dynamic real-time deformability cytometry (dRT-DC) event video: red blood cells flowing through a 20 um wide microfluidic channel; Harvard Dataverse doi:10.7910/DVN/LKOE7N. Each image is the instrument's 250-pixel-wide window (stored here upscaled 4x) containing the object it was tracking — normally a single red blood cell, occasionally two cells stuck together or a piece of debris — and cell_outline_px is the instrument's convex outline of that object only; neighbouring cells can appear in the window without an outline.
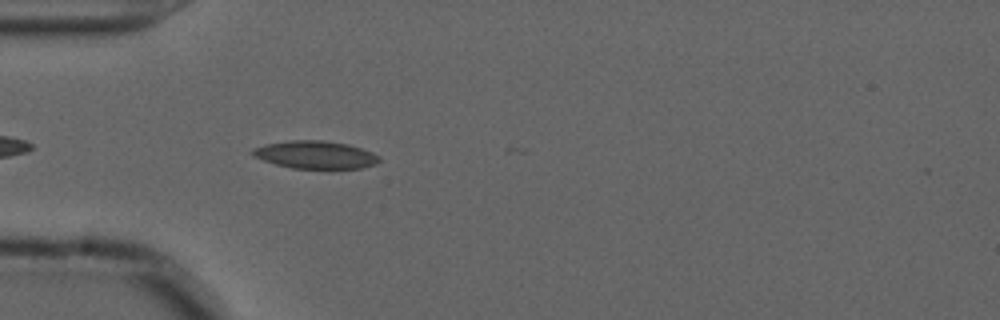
{"species": "common noctule bat (a hibernating species)", "species_latin": "Nyctalus noctula", "temperature_condition": "cold", "stored_images_in_passage": 43, "camera_frame_rate_fps": 3000, "um_per_image_px": 0.085, "animal": {"sex": "male", "forearm_length_mm": 52.5}, "frame": {"image": 1, "passage_image": 4, "time_ms": 1.0, "image_size_px": [1000, 320], "cell_outline_px": [[380, 160], [376, 164], [360, 168], [328, 172], [292, 168], [276, 164], [252, 156], [248, 152], [252, 148], [268, 144], [292, 140], [320, 140], [348, 144], [372, 152], [380, 156]], "centroid_in_image_um": [26.84, 13.21], "position_along_channel_um": 58.2, "area_um2": 21.33}}
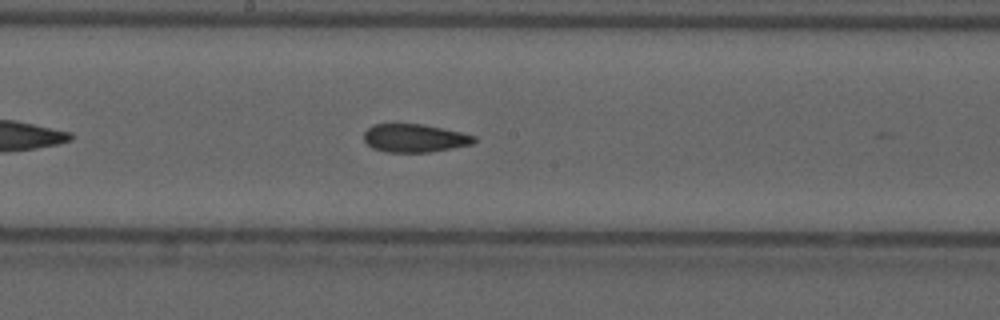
{"frame": {"image": 2, "passage_image": 17, "time_ms": 5.333, "image_size_px": [1000, 320], "cell_outline_px": [[476, 140], [472, 144], [452, 148], [428, 152], [384, 152], [372, 148], [364, 140], [364, 132], [372, 124], [420, 124], [444, 128], [476, 136]], "centroid_in_image_um": [35.22, 11.74], "position_along_channel_um": 213.0, "area_um2": 18.09}}
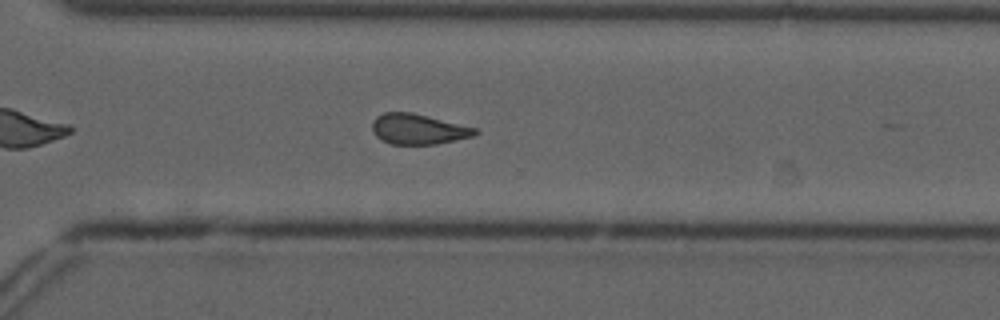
{"frame": {"image": 3, "passage_image": 27, "time_ms": 8.667, "image_size_px": [1000, 320], "cell_outline_px": [[480, 132], [472, 136], [436, 144], [392, 144], [376, 136], [372, 132], [372, 120], [376, 116], [384, 112], [412, 112], [476, 128]], "centroid_in_image_um": [35.52, 10.96], "position_along_channel_um": 335.1, "area_um2": 18.09}, "authors_computed_cell_mechanics": {"area_um2": 18.6694, "velocity_mm_per_s": 3.6751, "shape_relaxation_time_tau1_ms": null, "shape_relaxation_time_tau2_ms": 2.3843, "deformation_change_tau1": null, "deformation_change_tau2": 0.0934}}